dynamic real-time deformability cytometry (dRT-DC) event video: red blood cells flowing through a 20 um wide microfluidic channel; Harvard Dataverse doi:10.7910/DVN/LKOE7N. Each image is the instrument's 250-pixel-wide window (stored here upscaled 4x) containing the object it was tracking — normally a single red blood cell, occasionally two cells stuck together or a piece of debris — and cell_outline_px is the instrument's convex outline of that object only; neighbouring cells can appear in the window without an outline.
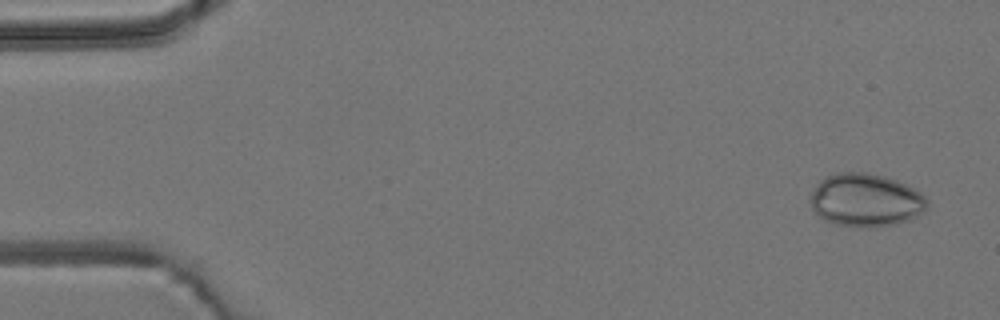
{"species": "common noctule bat (a hibernating species)", "species_latin": "Nyctalus noctula", "temperature_condition": "room temperature", "stored_images_in_passage": 6, "camera_frame_rate_fps": 3000, "um_per_image_px": 0.085, "animal": {"sex": "male", "body_mass_g": 19.2, "forearm_length_mm": 51.8}, "frame": {"image": 1, "passage_image": 1, "time_ms": 0.0, "image_size_px": [1000, 320], "cell_outline_px": [[928, 204], [924, 212], [912, 220], [896, 224], [868, 228], [856, 228], [836, 224], [824, 220], [812, 208], [808, 200], [812, 192], [820, 180], [836, 172], [864, 172], [884, 176], [896, 180], [920, 192], [928, 200]], "centroid_in_image_um": [73.59, 17.03], "position_along_channel_um": 11.4, "area_um2": 36.53}}
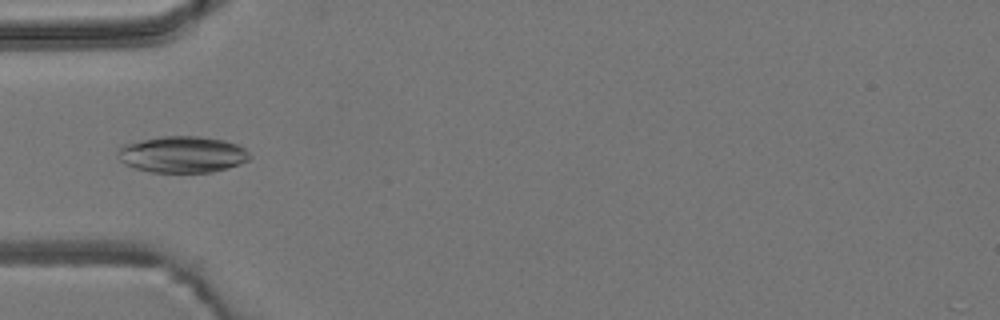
{"frame": {"image": 2, "passage_image": 5, "time_ms": 4.667, "image_size_px": [1000, 320], "cell_outline_px": [[252, 156], [248, 160], [240, 164], [228, 168], [212, 172], [152, 172], [136, 168], [124, 164], [120, 160], [116, 152], [120, 144], [160, 136], [200, 136], [224, 140], [236, 144], [244, 148]], "centroid_in_image_um": [15.47, 13.12], "position_along_channel_um": 69.5, "area_um2": 28.26}}
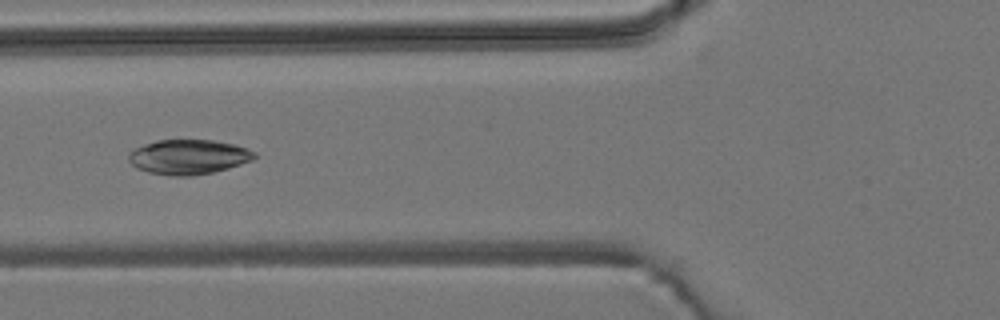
{"frame": {"image": 3, "passage_image": 6, "time_ms": 5.667, "image_size_px": [1000, 320], "cell_outline_px": [[256, 156], [252, 160], [228, 168], [212, 172], [192, 176], [172, 176], [148, 172], [136, 168], [128, 160], [128, 152], [144, 144], [156, 140], [212, 140], [232, 144], [256, 152]], "centroid_in_image_um": [15.98, 13.34], "position_along_channel_um": 109.8, "area_um2": 25.37}}